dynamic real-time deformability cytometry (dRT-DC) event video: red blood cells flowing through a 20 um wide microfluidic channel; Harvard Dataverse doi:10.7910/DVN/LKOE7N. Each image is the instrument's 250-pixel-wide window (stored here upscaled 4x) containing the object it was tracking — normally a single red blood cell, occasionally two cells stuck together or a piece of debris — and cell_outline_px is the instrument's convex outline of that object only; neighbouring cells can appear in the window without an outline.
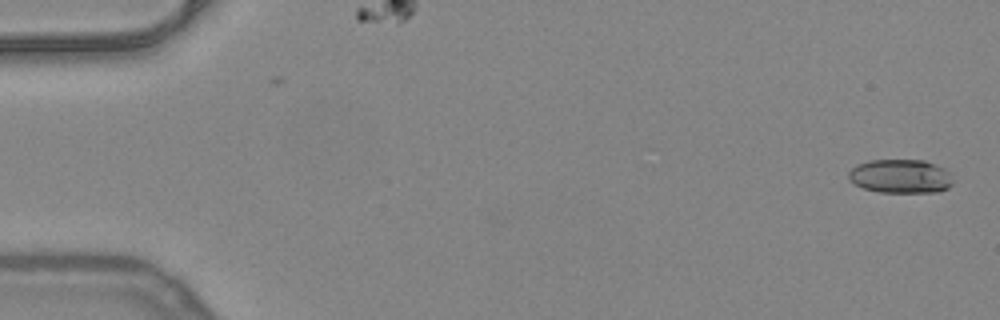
{"species": "common noctule bat (a hibernating species)", "species_latin": "Nyctalus noctula", "temperature_condition": "warm", "stored_images_in_passage": 51, "camera_frame_rate_fps": 3000, "um_per_image_px": 0.085, "animal": {"sex": "female", "body_mass_g": 24.6, "forearm_length_mm": 56.2}, "frame": {"image": 1, "passage_image": 1, "time_ms": 0.0, "image_size_px": [1000, 320], "cell_outline_px": [[952, 184], [948, 188], [936, 192], [880, 192], [864, 188], [848, 180], [848, 172], [856, 164], [868, 160], [924, 160], [936, 164], [944, 168], [948, 172], [952, 180]], "centroid_in_image_um": [76.52, 14.97], "position_along_channel_um": 8.5, "area_um2": 20.63}}
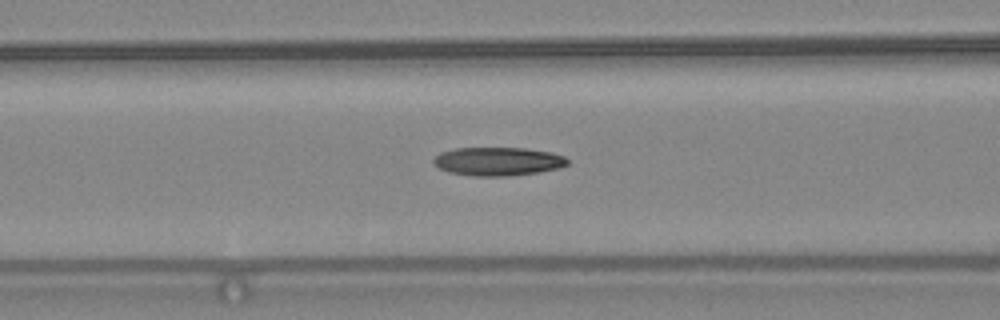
{"frame": {"image": 2, "passage_image": 21, "time_ms": 6.667, "image_size_px": [1000, 320], "cell_outline_px": [[568, 164], [560, 168], [540, 172], [508, 176], [472, 176], [448, 172], [432, 164], [432, 160], [440, 152], [456, 148], [524, 148], [552, 152], [564, 156], [568, 160]], "centroid_in_image_um": [42.32, 13.72], "position_along_channel_um": 124.3, "area_um2": 22.43}}
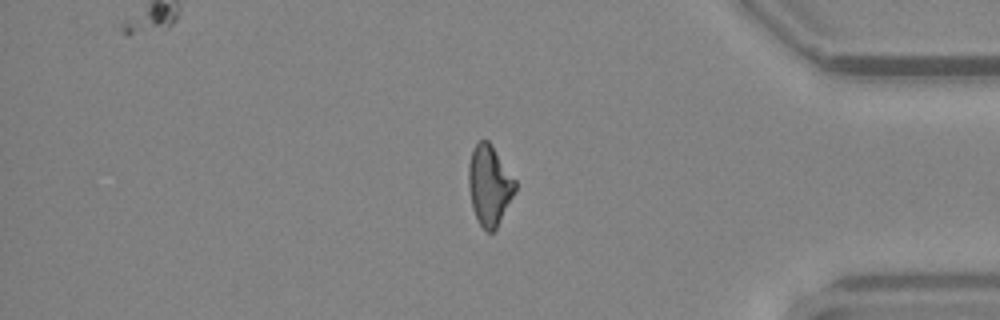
{"frame": {"image": 3, "passage_image": 43, "time_ms": 14.0, "image_size_px": [1000, 320], "cell_outline_px": [[516, 192], [496, 228], [492, 232], [488, 232], [476, 220], [472, 208], [468, 184], [468, 164], [472, 148], [480, 140], [488, 140], [492, 144], [516, 180]], "centroid_in_image_um": [41.59, 15.73], "position_along_channel_um": 393.6, "area_um2": 22.02}, "authors_computed_cell_mechanics": {"area_um2": 22.0218, "velocity_mm_per_s": 4.0178, "shape_relaxation_time_tau1_ms": null, "shape_relaxation_time_tau2_ms": 5.0649, "deformation_change_tau1": null, "deformation_change_tau2": 0.1668}}